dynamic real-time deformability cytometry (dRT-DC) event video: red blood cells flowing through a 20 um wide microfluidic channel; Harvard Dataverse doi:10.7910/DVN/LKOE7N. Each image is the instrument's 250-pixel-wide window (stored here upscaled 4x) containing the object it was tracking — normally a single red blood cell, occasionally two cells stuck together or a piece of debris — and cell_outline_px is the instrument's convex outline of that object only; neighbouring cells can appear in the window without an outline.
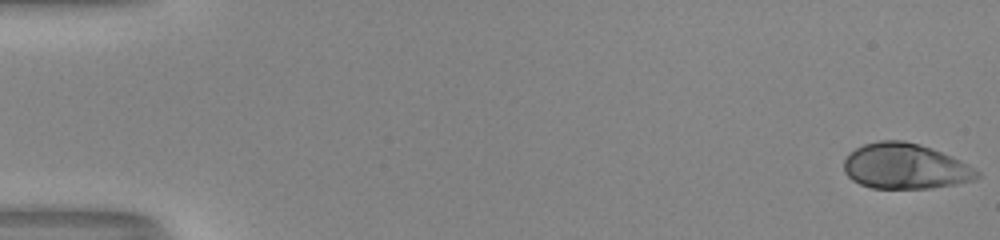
{"species": "human", "species_latin": "Homo sapiens", "temperature_condition": "room temperature", "stored_images_in_passage": 12, "camera_frame_rate_fps": 3000, "um_per_image_px": 0.085, "donor": {"sex": "male"}, "frame": {"image": 1, "passage_image": 1, "time_ms": 0.0, "image_size_px": [1000, 240], "cell_outline_px": [[980, 176], [976, 180], [956, 184], [928, 188], [872, 188], [860, 184], [852, 180], [844, 172], [844, 160], [856, 148], [864, 144], [880, 140], [904, 140], [920, 144], [932, 148], [960, 160], [968, 164], [980, 172]], "centroid_in_image_um": [76.96, 14.13], "position_along_channel_um": 8.0, "area_um2": 35.32}}